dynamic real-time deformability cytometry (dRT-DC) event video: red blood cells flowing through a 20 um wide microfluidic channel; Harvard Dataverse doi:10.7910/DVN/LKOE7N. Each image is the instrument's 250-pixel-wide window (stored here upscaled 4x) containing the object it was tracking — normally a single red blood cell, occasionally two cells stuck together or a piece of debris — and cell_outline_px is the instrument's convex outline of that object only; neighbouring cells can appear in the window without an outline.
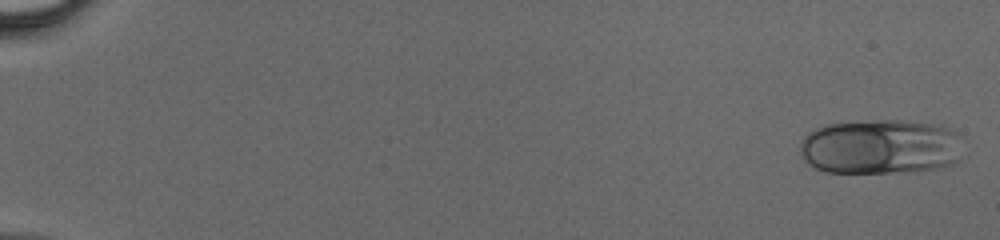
{"species": "human", "species_latin": "Homo sapiens", "temperature_condition": "cold", "stored_images_in_passage": 46, "camera_frame_rate_fps": 3000, "um_per_image_px": 0.085, "donor": {"sex": "male"}, "frame": {"image": 1, "passage_image": 1, "time_ms": 0.0, "image_size_px": [1000, 240], "cell_outline_px": [[956, 160], [948, 164], [932, 168], [888, 172], [824, 172], [808, 164], [800, 156], [800, 144], [808, 132], [816, 128], [828, 124], [884, 120], [900, 120], [928, 124], [944, 128], [952, 132]], "centroid_in_image_um": [74.61, 12.48], "position_along_channel_um": 10.4, "area_um2": 50.17}}
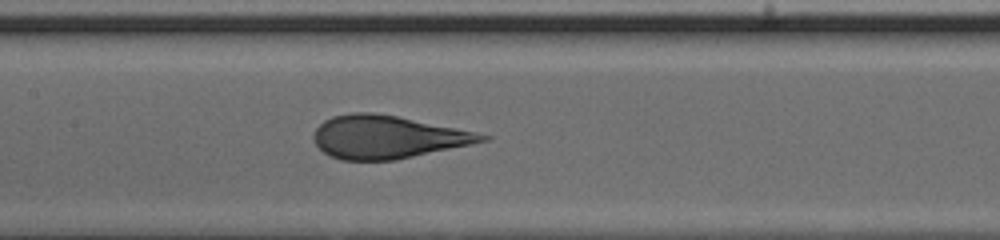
{"frame": {"image": 2, "passage_image": 24, "time_ms": 7.667, "image_size_px": [1000, 240], "cell_outline_px": [[492, 136], [488, 140], [396, 160], [340, 160], [328, 156], [316, 144], [312, 136], [316, 128], [324, 120], [332, 116], [352, 112], [372, 112], [396, 116]], "centroid_in_image_um": [32.84, 11.65], "position_along_channel_um": 174.6, "area_um2": 41.56}}
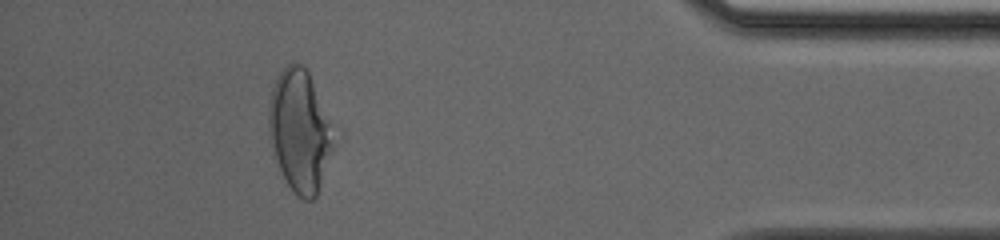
{"frame": {"image": 3, "passage_image": 42, "time_ms": 13.667, "image_size_px": [1000, 240], "cell_outline_px": [[336, 144], [316, 196], [312, 200], [304, 200], [288, 184], [272, 152], [268, 128], [268, 108], [272, 88], [276, 76], [292, 60], [296, 60], [308, 72], [328, 120]], "centroid_in_image_um": [25.45, 11.11], "position_along_channel_um": 409.7, "area_um2": 45.49}}